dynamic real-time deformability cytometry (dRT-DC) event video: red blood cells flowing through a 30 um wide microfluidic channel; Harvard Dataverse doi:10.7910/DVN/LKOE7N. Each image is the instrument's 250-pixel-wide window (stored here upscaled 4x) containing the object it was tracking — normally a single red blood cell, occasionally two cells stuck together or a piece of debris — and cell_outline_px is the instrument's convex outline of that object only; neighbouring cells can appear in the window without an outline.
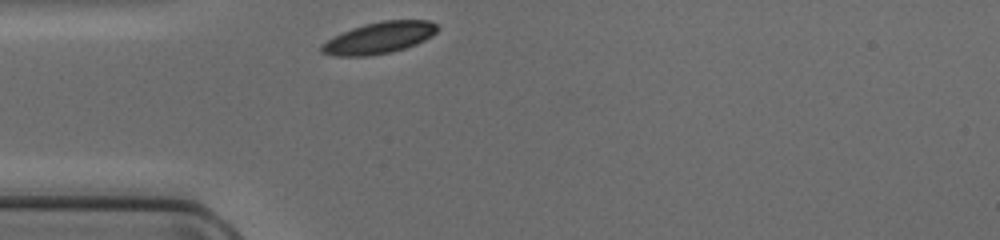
{"species": "common noctule bat (a hibernating species)", "species_latin": "Nyctalus noctula", "temperature_condition": "cold", "stored_images_in_passage": 26, "camera_frame_rate_fps": 3000, "um_per_image_px": 0.085, "animal": {"sex": "female", "body_mass_g": 17.0, "forearm_length_mm": 48.0}, "frame": {"image": 1, "passage_image": 1, "time_ms": 0.0, "image_size_px": [1000, 240], "cell_outline_px": [[440, 28], [432, 36], [416, 44], [392, 52], [368, 56], [332, 56], [320, 52], [320, 44], [332, 36], [352, 28], [364, 24], [384, 20], [428, 20], [436, 24]], "centroid_in_image_um": [32.19, 3.22], "position_along_channel_um": 52.8, "area_um2": 21.5}}
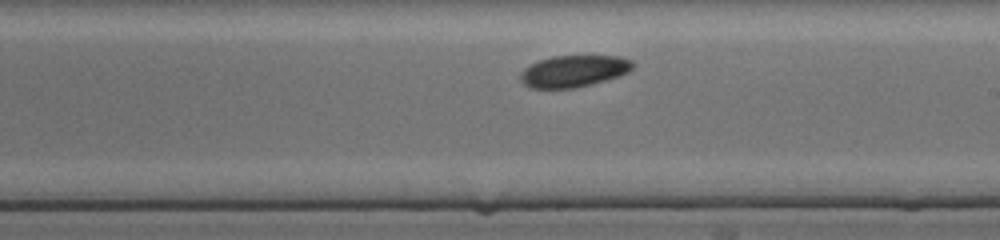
{"frame": {"image": 2, "passage_image": 15, "time_ms": 4.667, "image_size_px": [1000, 240], "cell_outline_px": [[632, 68], [628, 72], [620, 76], [572, 88], [532, 88], [524, 84], [520, 80], [520, 72], [524, 68], [540, 60], [552, 56], [620, 56], [632, 60]], "centroid_in_image_um": [48.75, 6.04], "position_along_channel_um": 240.2, "area_um2": 20.52}}
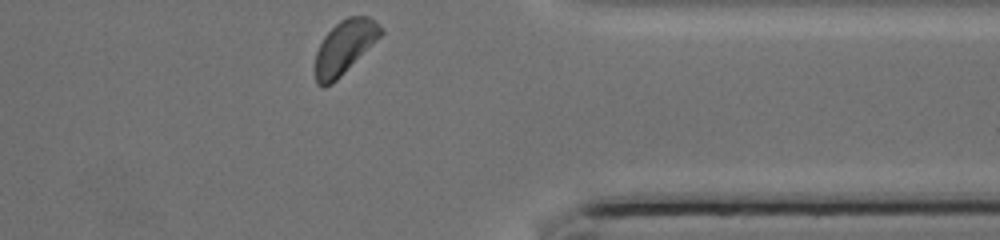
{"frame": {"image": 3, "passage_image": 26, "time_ms": 8.333, "image_size_px": [1000, 240], "cell_outline_px": [[384, 32], [332, 84], [324, 88], [316, 84], [312, 68], [316, 52], [324, 36], [340, 20], [348, 16], [368, 16], [384, 28]], "centroid_in_image_um": [29.22, 4.03], "position_along_channel_um": 382.2, "area_um2": 20.52}}